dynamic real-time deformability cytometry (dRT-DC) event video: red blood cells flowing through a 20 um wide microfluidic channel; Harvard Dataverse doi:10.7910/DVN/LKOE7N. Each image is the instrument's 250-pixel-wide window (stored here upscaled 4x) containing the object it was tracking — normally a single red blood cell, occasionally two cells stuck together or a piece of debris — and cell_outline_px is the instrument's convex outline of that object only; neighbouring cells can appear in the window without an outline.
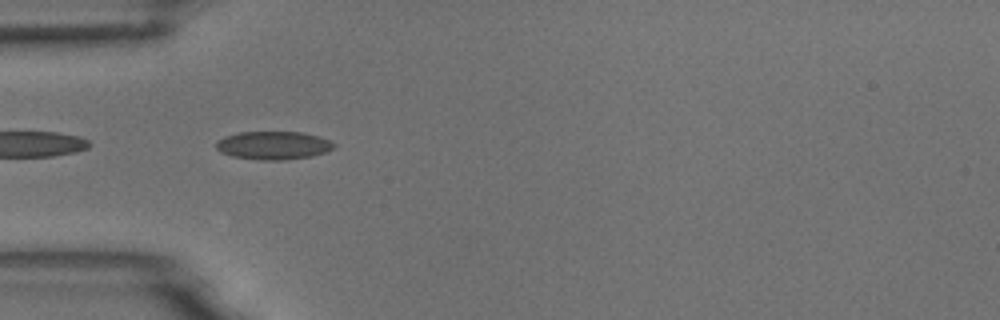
{"species": "common noctule bat (a hibernating species)", "species_latin": "Nyctalus noctula", "temperature_condition": "room temperature", "stored_images_in_passage": 6, "camera_frame_rate_fps": 3000, "um_per_image_px": 0.085, "animal": {"sex": "male", "body_mass_g": 18.8}, "frame": {"image": 1, "passage_image": 5, "time_ms": 1.333, "image_size_px": [1000, 320], "cell_outline_px": [[336, 144], [332, 148], [324, 152], [312, 156], [284, 160], [260, 160], [232, 156], [220, 152], [216, 148], [216, 140], [224, 136], [240, 132], [300, 132], [316, 136], [328, 140]], "centroid_in_image_um": [23.18, 12.36], "position_along_channel_um": 61.8, "area_um2": 19.25}}